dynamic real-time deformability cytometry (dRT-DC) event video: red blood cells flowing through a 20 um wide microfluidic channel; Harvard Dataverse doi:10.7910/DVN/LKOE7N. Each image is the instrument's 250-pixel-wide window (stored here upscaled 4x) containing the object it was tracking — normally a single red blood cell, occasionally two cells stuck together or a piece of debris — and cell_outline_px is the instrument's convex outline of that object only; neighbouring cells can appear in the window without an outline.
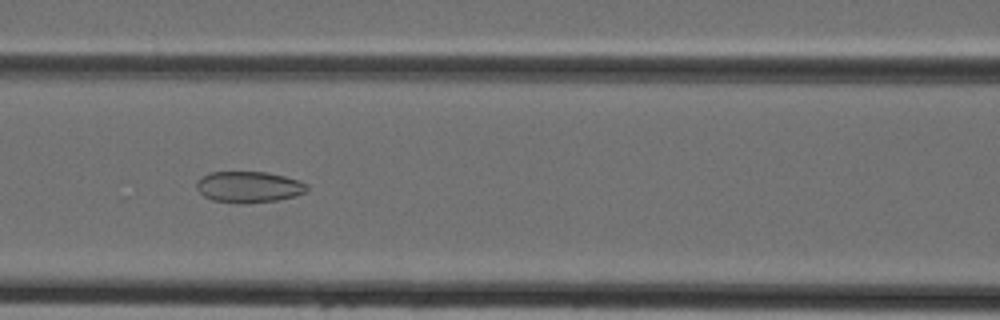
{"species": "Egyptian fruit bat (a non-hibernating species)", "species_latin": "Rousettus aegyptiacus", "temperature_condition": "cold", "stored_images_in_passage": 45, "camera_frame_rate_fps": 3000, "um_per_image_px": 0.085, "animal": {"sex": "female"}, "frame": {"image": 1, "passage_image": 20, "time_ms": 6.333, "image_size_px": [1000, 320], "cell_outline_px": [[308, 188], [304, 192], [296, 196], [276, 200], [212, 200], [204, 196], [196, 188], [196, 184], [208, 172], [268, 172], [300, 180], [308, 184]], "centroid_in_image_um": [21.19, 15.83], "position_along_channel_um": 145.4, "area_um2": 19.13}}
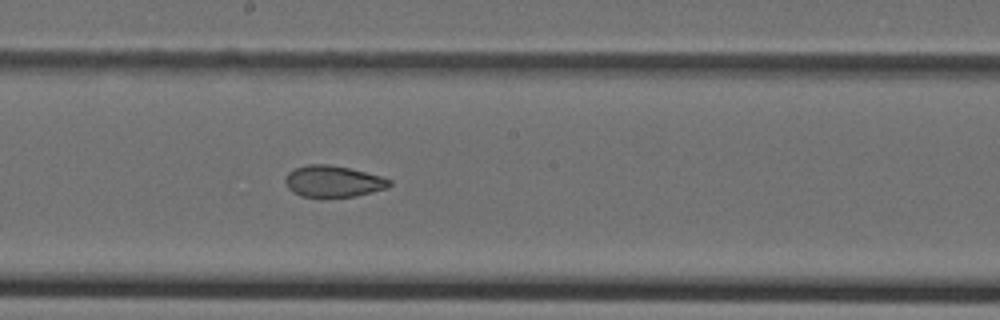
{"frame": {"image": 2, "passage_image": 25, "time_ms": 8.0, "image_size_px": [1000, 320], "cell_outline_px": [[392, 184], [388, 188], [356, 196], [324, 200], [300, 196], [292, 192], [288, 188], [284, 180], [288, 172], [296, 168], [308, 164], [328, 164], [348, 168], [380, 176], [392, 180]], "centroid_in_image_um": [28.29, 15.47], "position_along_channel_um": 219.9, "area_um2": 19.71}}
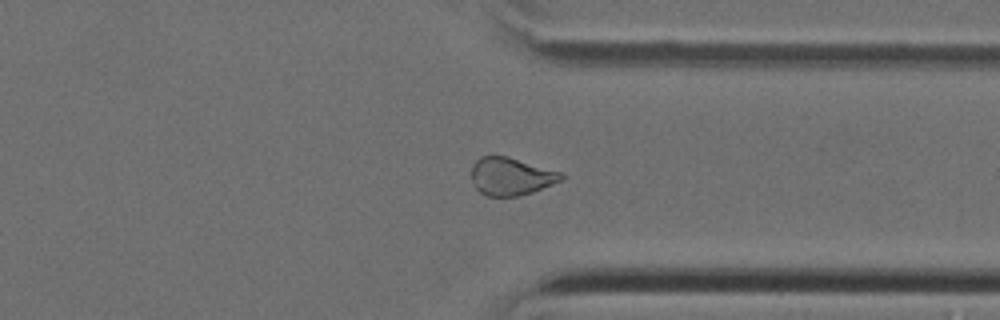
{"frame": {"image": 3, "passage_image": 35, "time_ms": 11.333, "image_size_px": [1000, 320], "cell_outline_px": [[564, 180], [532, 192], [520, 196], [488, 196], [480, 192], [476, 188], [472, 180], [472, 164], [480, 156], [508, 156], [564, 172]], "centroid_in_image_um": [43.48, 14.98], "position_along_channel_um": 367.9, "area_um2": 20.0}}